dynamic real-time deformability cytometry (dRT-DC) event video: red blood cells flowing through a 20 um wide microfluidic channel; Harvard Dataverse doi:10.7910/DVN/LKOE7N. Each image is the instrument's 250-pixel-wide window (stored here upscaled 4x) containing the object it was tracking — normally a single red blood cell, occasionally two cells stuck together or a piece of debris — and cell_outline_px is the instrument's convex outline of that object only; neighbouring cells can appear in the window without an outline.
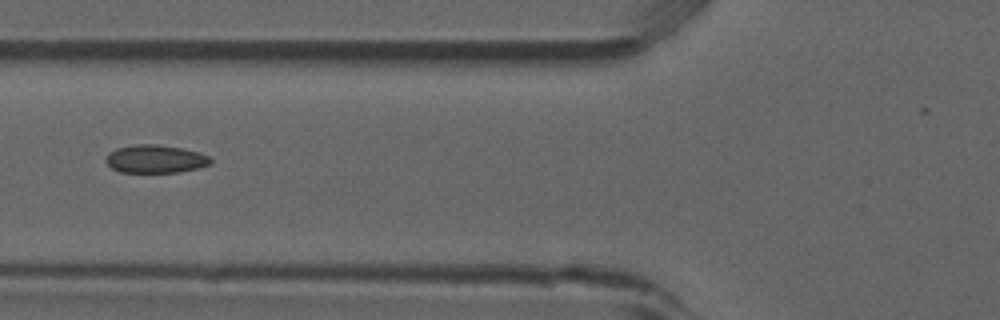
{"species": "common noctule bat (a hibernating species)", "species_latin": "Nyctalus noctula", "temperature_condition": "room temperature", "stored_images_in_passage": 25, "camera_frame_rate_fps": 3000, "um_per_image_px": 0.085, "animal": {"sex": "male", "forearm_length_mm": 52.5}, "frame": {"image": 1, "passage_image": 4, "time_ms": 1.0, "image_size_px": [1000, 320], "cell_outline_px": [[212, 164], [180, 172], [120, 172], [112, 168], [104, 160], [108, 152], [116, 148], [136, 144], [152, 144], [184, 148], [208, 156], [212, 160]], "centroid_in_image_um": [13.18, 13.51], "position_along_channel_um": 112.6, "area_um2": 17.11}}
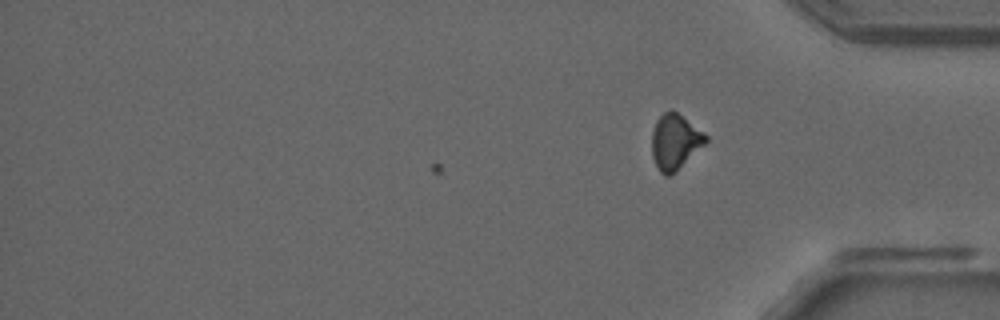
{"frame": {"image": 2, "passage_image": 25, "time_ms": 8.0, "image_size_px": [1000, 320], "cell_outline_px": [[708, 140], [672, 176], [664, 176], [660, 172], [652, 156], [652, 132], [656, 120], [664, 112], [672, 108], [704, 132], [708, 136]], "centroid_in_image_um": [57.37, 12.04], "position_along_channel_um": 377.8, "area_um2": 17.46}}